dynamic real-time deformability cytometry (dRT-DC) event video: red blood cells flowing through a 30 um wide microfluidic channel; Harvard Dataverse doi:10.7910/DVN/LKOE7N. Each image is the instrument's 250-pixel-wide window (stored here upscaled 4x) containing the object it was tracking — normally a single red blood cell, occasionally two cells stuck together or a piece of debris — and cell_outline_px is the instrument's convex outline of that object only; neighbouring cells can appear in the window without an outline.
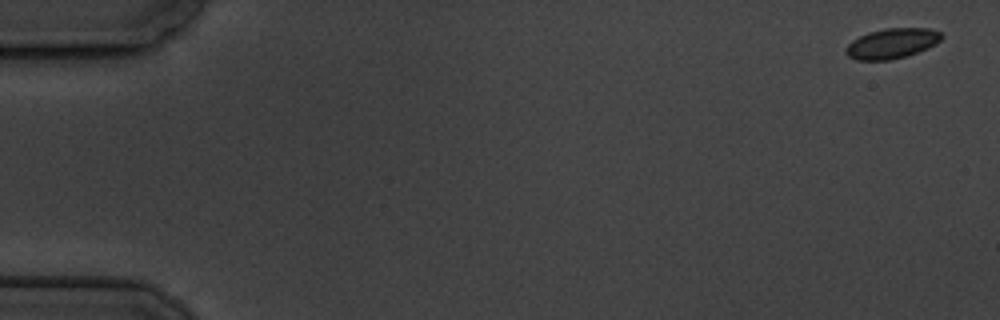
{"species": "common noctule bat (a hibernating species)", "species_latin": "Nyctalus noctula", "temperature_condition": "cold", "stored_images_in_passage": 8, "camera_frame_rate_fps": 3000, "um_per_image_px": 0.085, "animal": {"sex": "male", "body_mass_g": 19.5, "forearm_length_mm": 54.6}, "frame": {"image": 1, "passage_image": 1, "time_ms": 0.0, "image_size_px": [1000, 320], "cell_outline_px": [[944, 36], [936, 44], [928, 48], [904, 56], [888, 60], [856, 60], [848, 56], [844, 52], [844, 48], [852, 40], [868, 32], [884, 28], [928, 28], [940, 32]], "centroid_in_image_um": [75.78, 3.68], "position_along_channel_um": 9.2, "area_um2": 16.82}}
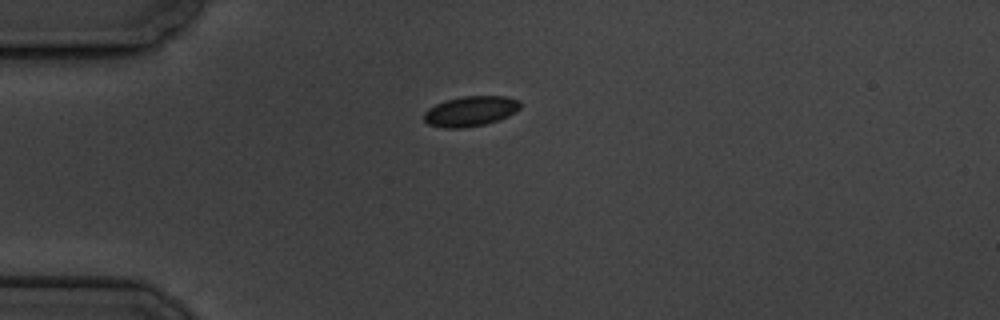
{"frame": {"image": 2, "passage_image": 5, "time_ms": 4.667, "image_size_px": [1000, 320], "cell_outline_px": [[520, 108], [508, 116], [500, 120], [484, 124], [460, 128], [444, 128], [428, 124], [424, 120], [424, 112], [428, 108], [444, 100], [464, 96], [508, 96], [520, 100]], "centroid_in_image_um": [40.0, 9.44], "position_along_channel_um": 45.0, "area_um2": 16.99}}
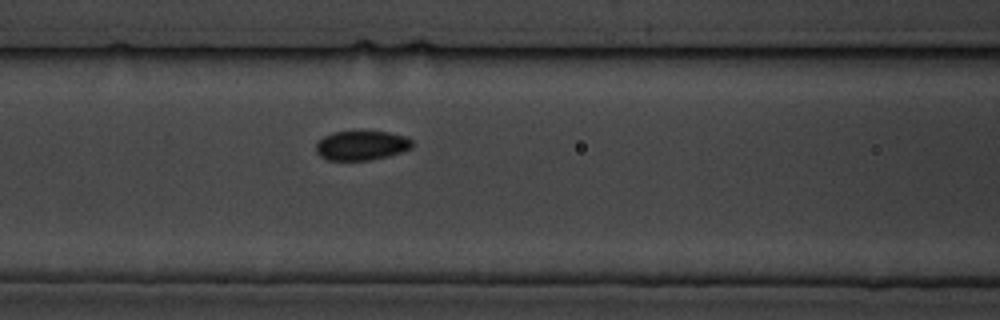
{"frame": {"image": 3, "passage_image": 8, "time_ms": 8.0, "image_size_px": [1000, 320], "cell_outline_px": [[412, 148], [404, 152], [388, 156], [368, 160], [328, 160], [320, 156], [316, 152], [316, 144], [324, 136], [332, 132], [388, 132], [404, 136], [412, 140]], "centroid_in_image_um": [30.74, 12.37], "position_along_channel_um": 135.9, "area_um2": 16.42}}